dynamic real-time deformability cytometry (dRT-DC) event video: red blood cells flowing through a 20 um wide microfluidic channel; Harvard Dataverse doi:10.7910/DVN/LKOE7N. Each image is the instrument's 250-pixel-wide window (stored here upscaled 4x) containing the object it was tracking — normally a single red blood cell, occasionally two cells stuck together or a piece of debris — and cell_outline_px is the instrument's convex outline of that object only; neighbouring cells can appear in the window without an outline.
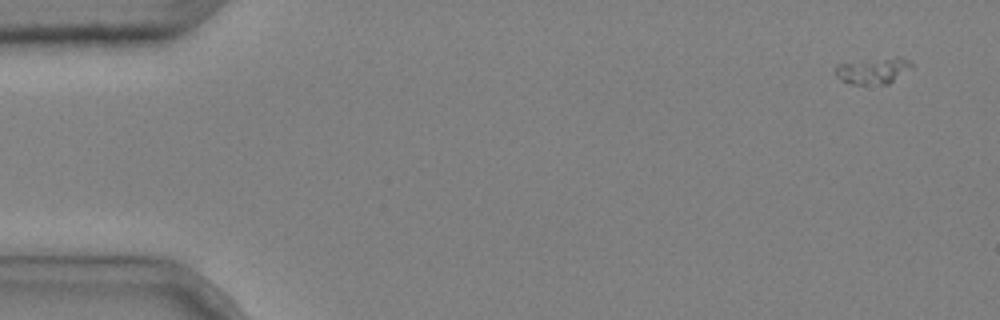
{"species": "common noctule bat (a hibernating species)", "species_latin": "Nyctalus noctula", "temperature_condition": "cold", "stored_images_in_passage": 4, "camera_frame_rate_fps": 3000, "um_per_image_px": 0.085, "animal": {"sex": "male", "body_mass_g": 20.4}, "frame": {"image": 1, "passage_image": 1, "time_ms": 0.0, "image_size_px": [1000, 320], "cell_outline_px": [[912, 68], [888, 84], [852, 84], [840, 80], [836, 76], [836, 64], [896, 56], [900, 56], [908, 60], [912, 64]], "centroid_in_image_um": [74.23, 6.0], "position_along_channel_um": 10.8, "area_um2": 11.62}}
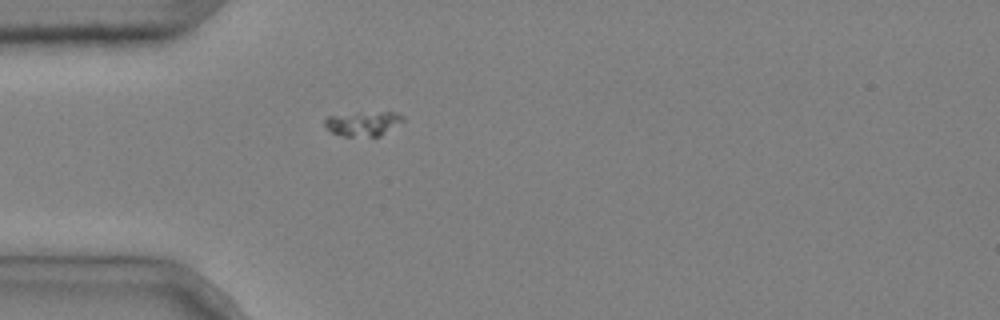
{"frame": {"image": 2, "passage_image": 4, "time_ms": 1.0, "image_size_px": [1000, 320], "cell_outline_px": [[404, 120], [380, 136], [344, 136], [332, 132], [324, 124], [324, 120], [328, 116], [356, 112], [396, 112], [404, 116]], "centroid_in_image_um": [30.87, 10.48], "position_along_channel_um": 54.1, "area_um2": 11.16}}